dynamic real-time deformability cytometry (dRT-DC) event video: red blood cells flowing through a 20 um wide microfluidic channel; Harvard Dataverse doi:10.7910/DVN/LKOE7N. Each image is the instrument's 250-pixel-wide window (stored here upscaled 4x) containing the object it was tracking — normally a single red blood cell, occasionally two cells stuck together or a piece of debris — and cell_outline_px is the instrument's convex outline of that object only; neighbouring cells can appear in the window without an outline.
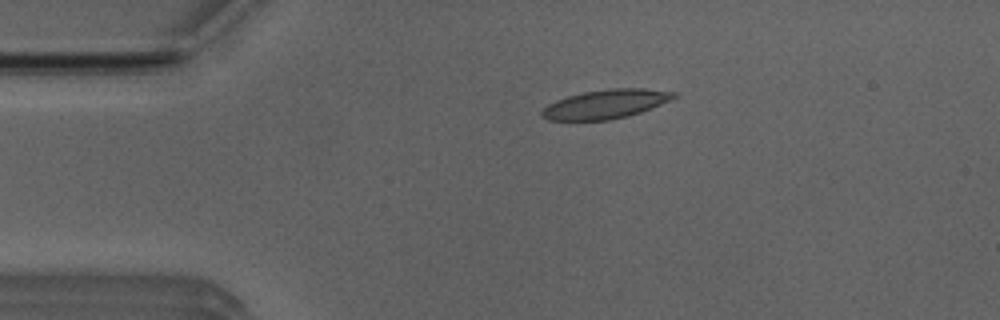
{"species": "Egyptian fruit bat (a non-hibernating species)", "species_latin": "Rousettus aegyptiacus", "temperature_condition": "room temperature", "stored_images_in_passage": 44, "camera_frame_rate_fps": 3000, "um_per_image_px": 0.085, "animal": {"sex": "male"}, "frame": {"image": 1, "passage_image": 3, "time_ms": 0.667, "image_size_px": [1000, 320], "cell_outline_px": [[676, 96], [672, 100], [640, 112], [628, 116], [608, 120], [548, 120], [540, 116], [540, 112], [548, 104], [556, 100], [568, 96], [584, 92], [612, 88], [644, 88], [676, 92]], "centroid_in_image_um": [51.48, 8.85], "position_along_channel_um": 33.5, "area_um2": 22.25}}
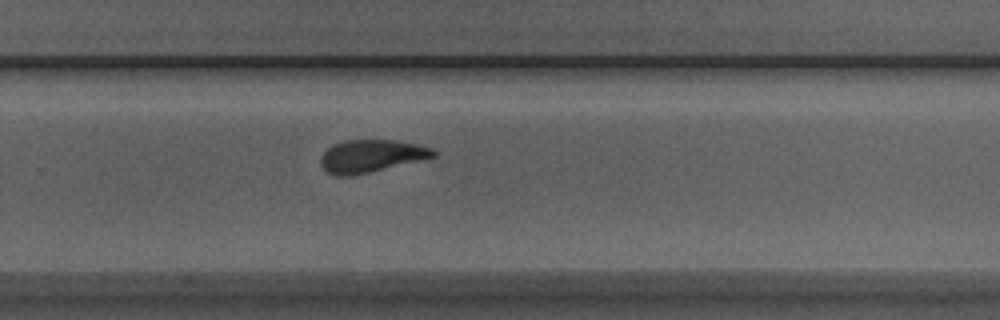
{"frame": {"image": 2, "passage_image": 26, "time_ms": 8.333, "image_size_px": [1000, 320], "cell_outline_px": [[436, 156], [352, 176], [336, 176], [328, 172], [320, 164], [320, 156], [332, 144], [344, 140], [396, 140], [416, 144], [432, 148], [436, 152]], "centroid_in_image_um": [31.51, 13.25], "position_along_channel_um": 298.3, "area_um2": 21.21}}
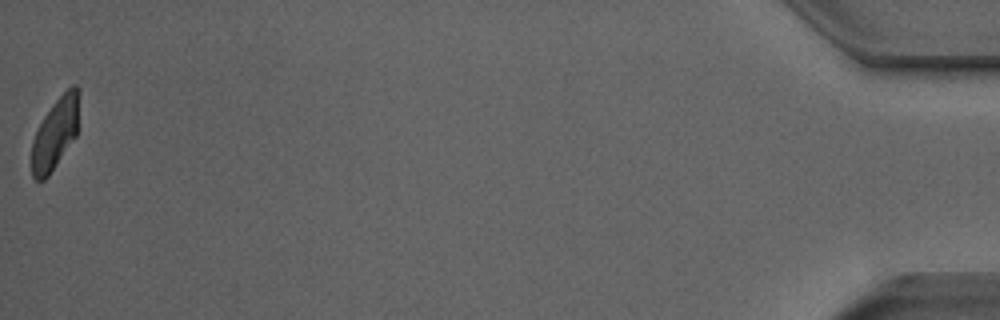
{"frame": {"image": 3, "passage_image": 44, "time_ms": 14.333, "image_size_px": [1000, 320], "cell_outline_px": [[80, 92], [76, 136], [48, 176], [44, 180], [36, 180], [32, 176], [32, 140], [44, 116], [52, 104], [72, 84], [76, 84], [80, 88]], "centroid_in_image_um": [4.71, 11.3], "position_along_channel_um": 430.5, "area_um2": 19.59}, "authors_computed_cell_mechanics": {"area_um2": 21.7906, "velocity_mm_per_s": 3.9623, "shape_relaxation_time_tau1_ms": 5.1036, "shape_relaxation_time_tau2_ms": 1.2785, "deformation_change_tau1": 0.1817, "deformation_change_tau2": 0.0889}}